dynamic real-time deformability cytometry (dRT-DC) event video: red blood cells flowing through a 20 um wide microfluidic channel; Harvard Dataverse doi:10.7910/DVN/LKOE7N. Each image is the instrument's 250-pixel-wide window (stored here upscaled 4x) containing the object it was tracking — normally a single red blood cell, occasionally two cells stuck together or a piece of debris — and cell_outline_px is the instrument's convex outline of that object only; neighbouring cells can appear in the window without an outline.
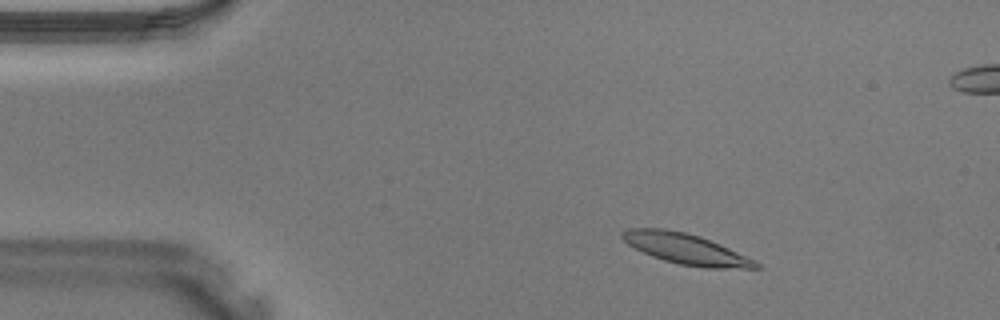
{"species": "Egyptian fruit bat (a non-hibernating species)", "species_latin": "Rousettus aegyptiacus", "temperature_condition": "warm", "stored_images_in_passage": 40, "camera_frame_rate_fps": 3000, "um_per_image_px": 0.085, "animal": {"sex": "male"}, "frame": {"image": 1, "passage_image": 5, "time_ms": 1.333, "image_size_px": [1000, 320], "cell_outline_px": [[764, 268], [704, 268], [680, 264], [664, 260], [652, 256], [628, 244], [620, 236], [620, 232], [628, 228], [664, 228], [684, 232], [700, 236], [756, 260]], "centroid_in_image_um": [58.3, 21.15], "position_along_channel_um": 26.7, "area_um2": 23.7}}
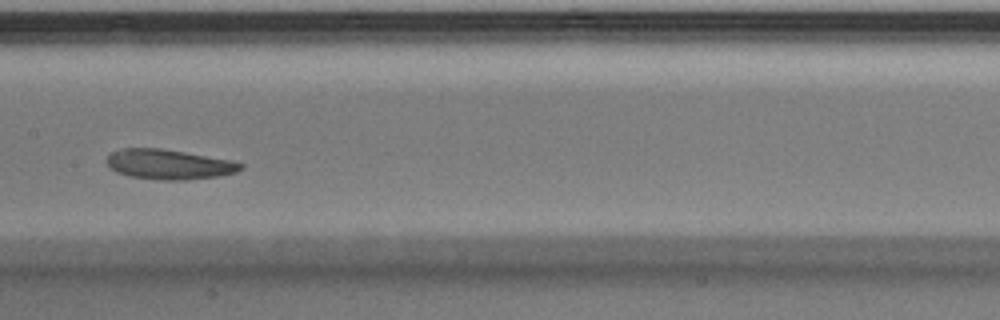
{"frame": {"image": 2, "passage_image": 19, "time_ms": 6.0, "image_size_px": [1000, 320], "cell_outline_px": [[244, 168], [236, 172], [220, 176], [184, 180], [160, 180], [128, 176], [116, 172], [108, 168], [104, 160], [112, 152], [124, 148], [160, 148], [232, 160], [244, 164]], "centroid_in_image_um": [14.34, 13.98], "position_along_channel_um": 193.1, "area_um2": 23.58}}
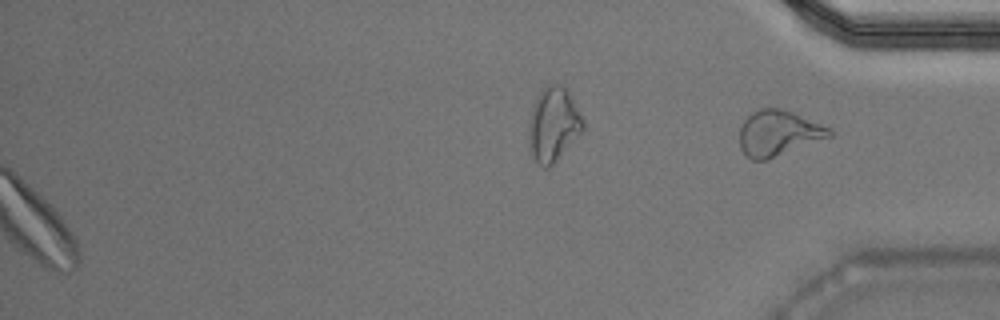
{"frame": {"image": 3, "passage_image": 40, "time_ms": 13.0, "image_size_px": [1000, 320], "cell_outline_px": [[832, 136], [768, 160], [752, 160], [740, 148], [740, 128], [744, 120], [752, 112], [760, 108], [784, 108], [832, 128]], "centroid_in_image_um": [66.18, 11.31], "position_along_channel_um": 369.0, "area_um2": 23.99}}